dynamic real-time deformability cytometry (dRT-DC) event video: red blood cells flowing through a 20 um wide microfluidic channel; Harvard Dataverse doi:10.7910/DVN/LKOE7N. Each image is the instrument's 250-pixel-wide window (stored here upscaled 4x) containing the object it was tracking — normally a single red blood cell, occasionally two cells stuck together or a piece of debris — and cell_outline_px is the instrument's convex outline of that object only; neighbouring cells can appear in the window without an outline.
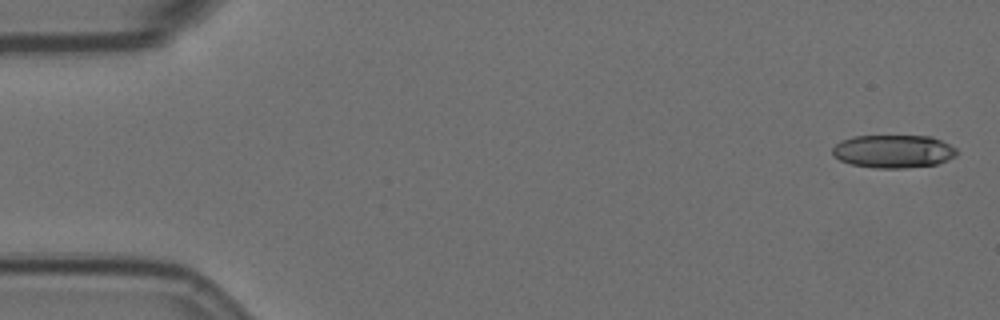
{"species": "Egyptian fruit bat (a non-hibernating species)", "species_latin": "Rousettus aegyptiacus", "temperature_condition": "room temperature", "stored_images_in_passage": 5, "camera_frame_rate_fps": 3000, "um_per_image_px": 0.085, "animal": {"sex": "female"}, "frame": {"image": 1, "passage_image": 1, "time_ms": 0.0, "image_size_px": [1000, 320], "cell_outline_px": [[956, 156], [948, 160], [936, 164], [904, 168], [876, 168], [852, 164], [840, 160], [832, 152], [832, 148], [840, 140], [856, 136], [932, 136], [956, 148]], "centroid_in_image_um": [75.94, 12.86], "position_along_channel_um": 9.1, "area_um2": 23.81}}
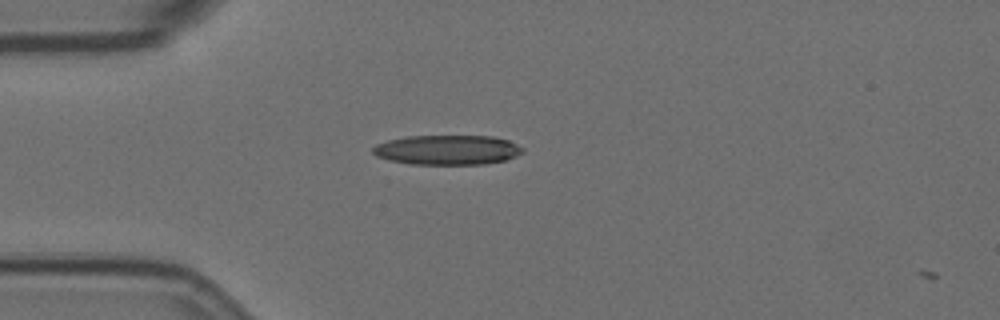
{"frame": {"image": 2, "passage_image": 4, "time_ms": 4.333, "image_size_px": [1000, 320], "cell_outline_px": [[524, 152], [516, 156], [504, 160], [484, 164], [412, 164], [388, 160], [376, 156], [372, 152], [372, 148], [376, 144], [388, 140], [408, 136], [492, 136], [508, 140], [524, 148]], "centroid_in_image_um": [38.02, 12.74], "position_along_channel_um": 47.0, "area_um2": 25.95}}